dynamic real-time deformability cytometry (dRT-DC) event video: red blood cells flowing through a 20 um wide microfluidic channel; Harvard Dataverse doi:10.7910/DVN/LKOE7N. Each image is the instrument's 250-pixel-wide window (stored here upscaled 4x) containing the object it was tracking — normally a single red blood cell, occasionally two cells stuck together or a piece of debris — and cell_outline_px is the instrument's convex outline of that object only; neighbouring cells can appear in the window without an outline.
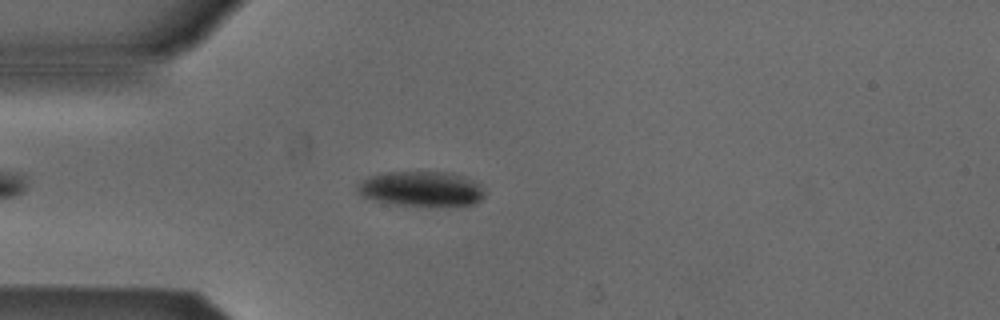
{"species": "Egyptian fruit bat (a non-hibernating species)", "species_latin": "Rousettus aegyptiacus", "temperature_condition": "cold", "stored_images_in_passage": 42, "camera_frame_rate_fps": 3000, "um_per_image_px": 0.085, "animal": {"sex": "male"}, "frame": {"image": 1, "passage_image": 7, "time_ms": 2.0, "image_size_px": [1000, 320], "cell_outline_px": [[484, 196], [476, 204], [436, 208], [396, 204], [376, 200], [360, 196], [356, 192], [356, 184], [368, 176], [380, 172], [452, 172], [468, 176], [480, 184], [484, 192]], "centroid_in_image_um": [35.83, 16.06], "position_along_channel_um": 49.2, "area_um2": 26.99}}
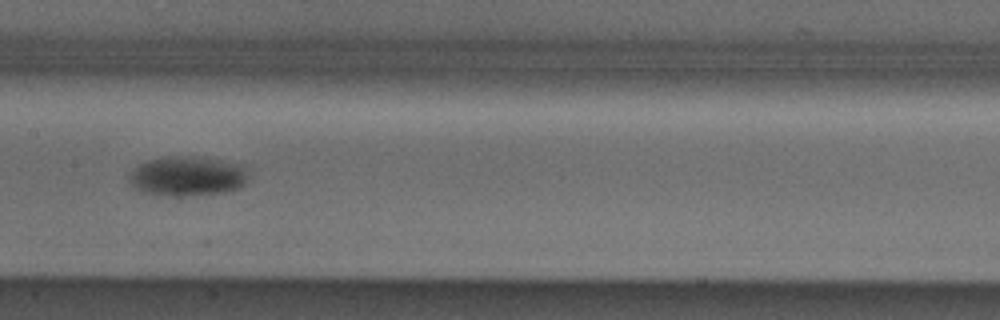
{"frame": {"image": 2, "passage_image": 19, "time_ms": 6.0, "image_size_px": [1000, 320], "cell_outline_px": [[248, 180], [240, 188], [224, 192], [196, 196], [156, 196], [144, 192], [136, 188], [128, 180], [128, 176], [140, 164], [148, 160], [176, 156], [180, 156], [216, 160], [240, 168], [248, 176]], "centroid_in_image_um": [15.85, 15.03], "position_along_channel_um": 191.6, "area_um2": 26.88}}
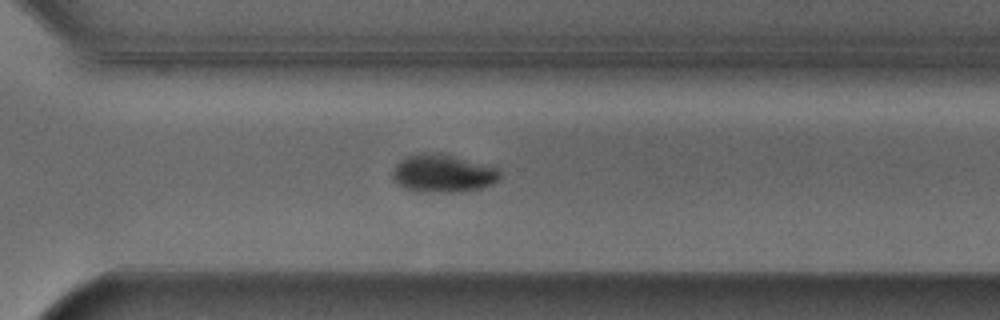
{"frame": {"image": 3, "passage_image": 30, "time_ms": 9.667, "image_size_px": [1000, 320], "cell_outline_px": [[500, 180], [492, 184], [480, 188], [460, 192], [416, 192], [404, 188], [392, 180], [392, 168], [400, 160], [408, 156], [424, 152], [432, 152], [452, 156], [496, 168], [500, 172]], "centroid_in_image_um": [37.59, 14.76], "position_along_channel_um": 333.0, "area_um2": 23.7}, "authors_computed_cell_mechanics": {"area_um2": 26.01, "velocity_mm_per_s": 3.8674, "shape_relaxation_time_tau1_ms": 1.9683, "shape_relaxation_time_tau2_ms": null, "deformation_change_tau1": 0.0921, "deformation_change_tau2": null}}